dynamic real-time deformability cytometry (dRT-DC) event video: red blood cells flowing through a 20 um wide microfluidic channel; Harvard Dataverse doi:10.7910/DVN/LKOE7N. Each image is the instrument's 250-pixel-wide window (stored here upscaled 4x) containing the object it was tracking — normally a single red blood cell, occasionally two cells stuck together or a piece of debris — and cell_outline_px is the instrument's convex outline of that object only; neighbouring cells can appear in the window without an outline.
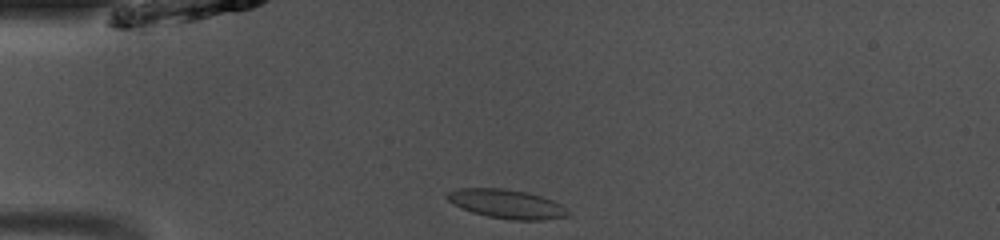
{"species": "common noctule bat (a hibernating species)", "species_latin": "Nyctalus noctula", "temperature_condition": "room temperature", "stored_images_in_passage": 38, "camera_frame_rate_fps": 3000, "um_per_image_px": 0.085, "animal": {"sex": "male", "body_mass_g": 13.0, "forearm_length_mm": 53.1}, "frame": {"image": 1, "passage_image": 1, "time_ms": 0.0, "image_size_px": [1000, 240], "cell_outline_px": [[572, 212], [568, 216], [544, 220], [512, 220], [488, 216], [472, 212], [460, 208], [452, 204], [444, 196], [448, 192], [460, 188], [504, 188], [528, 192], [552, 200], [560, 204]], "centroid_in_image_um": [43.07, 17.33], "position_along_channel_um": 41.9, "area_um2": 20.58}}
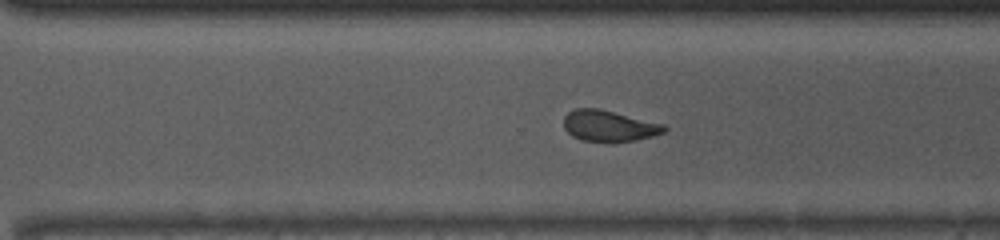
{"frame": {"image": 2, "passage_image": 23, "time_ms": 7.333, "image_size_px": [1000, 240], "cell_outline_px": [[668, 128], [664, 132], [652, 136], [636, 140], [580, 140], [572, 136], [564, 128], [564, 116], [568, 112], [576, 108], [600, 108], [664, 124]], "centroid_in_image_um": [51.76, 10.67], "position_along_channel_um": 318.8, "area_um2": 17.92}}
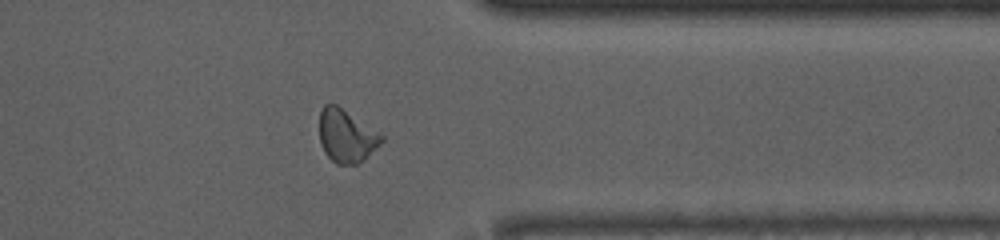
{"frame": {"image": 3, "passage_image": 28, "time_ms": 9.0, "image_size_px": [1000, 240], "cell_outline_px": [[384, 140], [380, 144], [356, 164], [336, 164], [324, 152], [320, 144], [320, 112], [324, 104], [336, 104], [380, 132], [384, 136]], "centroid_in_image_um": [29.43, 11.53], "position_along_channel_um": 382.0, "area_um2": 18.96}, "authors_computed_cell_mechanics": {"area_um2": 18.9295, "velocity_mm_per_s": 4.0832, "shape_relaxation_time_tau1_ms": null, "shape_relaxation_time_tau2_ms": 1.5075, "deformation_change_tau1": null, "deformation_change_tau2": 0.0889}}